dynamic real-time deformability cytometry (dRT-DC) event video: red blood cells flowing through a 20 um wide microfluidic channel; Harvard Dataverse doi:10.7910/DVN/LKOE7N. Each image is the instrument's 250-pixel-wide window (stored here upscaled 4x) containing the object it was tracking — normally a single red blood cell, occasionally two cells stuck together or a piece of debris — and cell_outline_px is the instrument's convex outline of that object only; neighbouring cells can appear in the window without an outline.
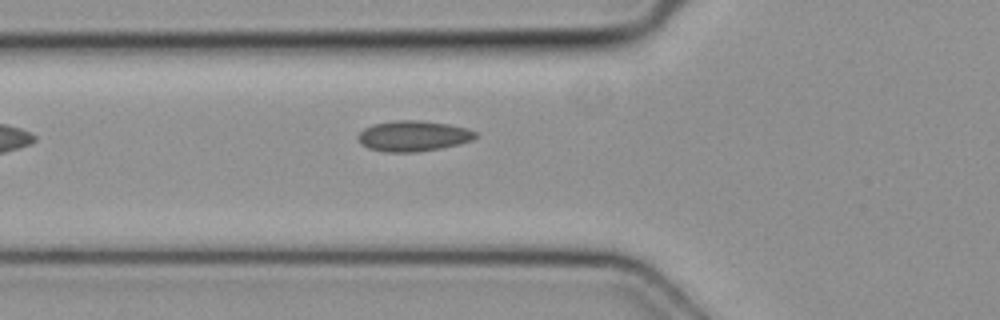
{"species": "common noctule bat (a hibernating species)", "species_latin": "Nyctalus noctula", "temperature_condition": "cold", "stored_images_in_passage": 4, "camera_frame_rate_fps": 3000, "um_per_image_px": 0.085, "animal": {"sex": "female", "body_mass_g": 19.3, "forearm_length_mm": 54.1}, "frame": {"image": 1, "passage_image": 4, "time_ms": 1.0, "image_size_px": [1000, 320], "cell_outline_px": [[476, 136], [472, 140], [460, 144], [440, 148], [416, 152], [384, 152], [368, 148], [360, 144], [356, 136], [364, 128], [372, 124], [396, 120], [420, 120], [448, 124], [468, 128], [476, 132]], "centroid_in_image_um": [35.1, 11.56], "position_along_channel_um": 90.7, "area_um2": 21.1}}